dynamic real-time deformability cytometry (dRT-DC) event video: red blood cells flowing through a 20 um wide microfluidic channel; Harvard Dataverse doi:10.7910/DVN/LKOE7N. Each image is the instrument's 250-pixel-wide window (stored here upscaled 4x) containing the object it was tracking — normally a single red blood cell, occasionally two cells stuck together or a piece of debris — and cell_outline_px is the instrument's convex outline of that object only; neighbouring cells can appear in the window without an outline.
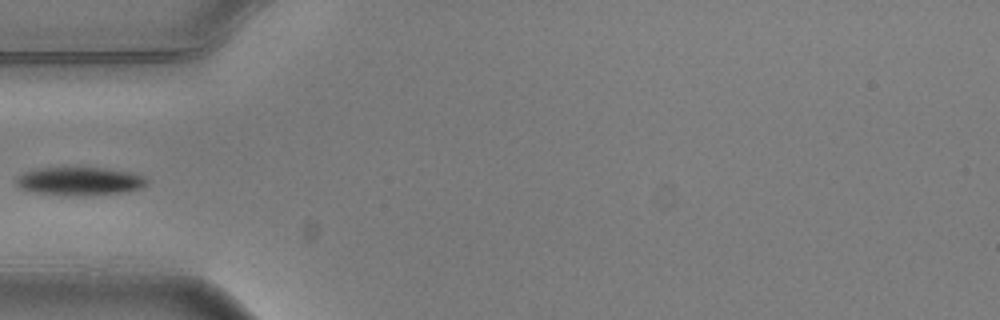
{"species": "common noctule bat (a hibernating species)", "species_latin": "Nyctalus noctula", "temperature_condition": "warm", "stored_images_in_passage": 5, "camera_frame_rate_fps": 3000, "um_per_image_px": 0.085, "animal": {"sex": "male", "body_mass_g": 20.5, "forearm_length_mm": 52.5}, "frame": {"image": 1, "passage_image": 4, "time_ms": 1.0, "image_size_px": [1000, 320], "cell_outline_px": [[148, 184], [140, 188], [124, 192], [84, 196], [64, 196], [32, 192], [20, 188], [16, 184], [16, 176], [24, 172], [36, 168], [104, 168], [132, 172], [144, 176], [148, 180]], "centroid_in_image_um": [6.76, 15.41], "position_along_channel_um": 78.2, "area_um2": 21.85}}
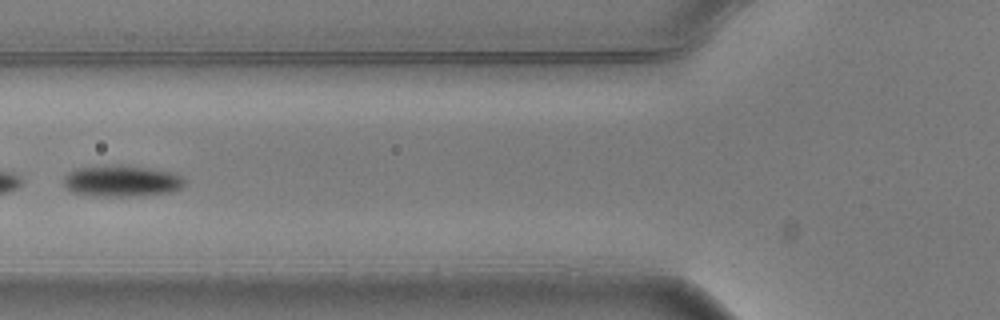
{"frame": {"image": 2, "passage_image": 5, "time_ms": 1.333, "image_size_px": [1000, 320], "cell_outline_px": [[184, 184], [180, 188], [172, 192], [140, 196], [100, 196], [72, 192], [64, 184], [64, 176], [68, 172], [76, 168], [104, 164], [128, 164], [168, 172], [180, 176], [184, 180]], "centroid_in_image_um": [10.31, 15.36], "position_along_channel_um": 115.5, "area_um2": 22.31}}